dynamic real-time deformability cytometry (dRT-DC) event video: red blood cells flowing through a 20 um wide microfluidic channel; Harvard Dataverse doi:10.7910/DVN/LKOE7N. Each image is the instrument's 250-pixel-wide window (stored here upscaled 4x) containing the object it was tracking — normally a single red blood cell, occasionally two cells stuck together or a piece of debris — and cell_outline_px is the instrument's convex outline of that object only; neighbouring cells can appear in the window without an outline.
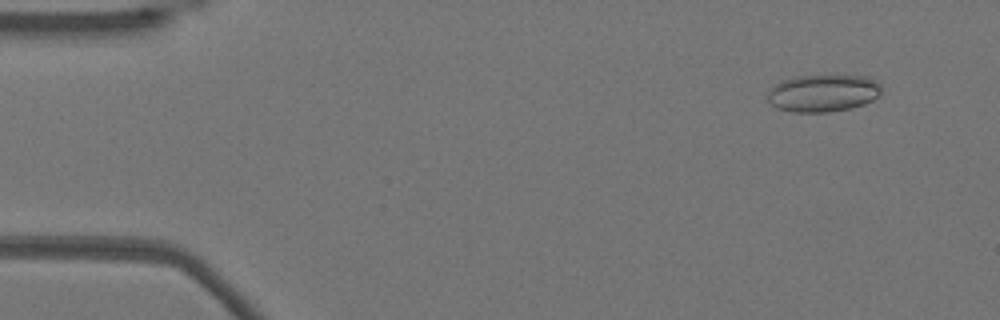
{"species": "Egyptian fruit bat (a non-hibernating species)", "species_latin": "Rousettus aegyptiacus", "temperature_condition": "warm", "stored_images_in_passage": 51, "camera_frame_rate_fps": 3000, "um_per_image_px": 0.085, "animal": {"sex": "female"}, "frame": {"image": 1, "passage_image": 3, "time_ms": 0.667, "image_size_px": [1000, 320], "cell_outline_px": [[880, 96], [864, 104], [852, 108], [828, 112], [792, 112], [776, 108], [768, 100], [768, 92], [776, 84], [784, 80], [796, 76], [868, 76], [876, 80], [880, 84]], "centroid_in_image_um": [69.99, 7.92], "position_along_channel_um": 15.0, "area_um2": 24.68}}
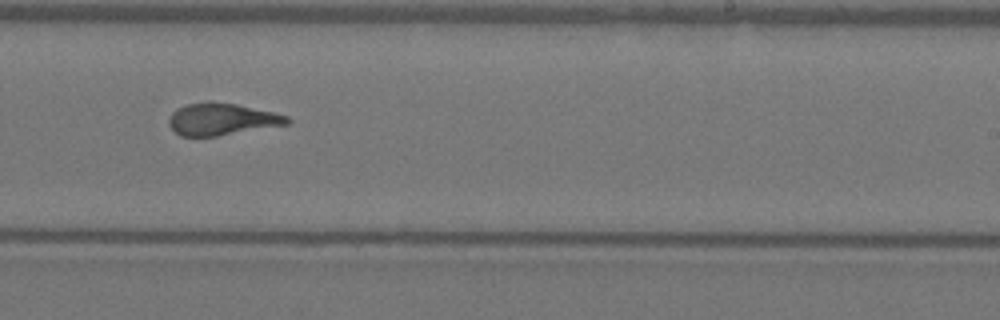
{"frame": {"image": 2, "passage_image": 31, "time_ms": 10.0, "image_size_px": [1000, 320], "cell_outline_px": [[292, 120], [288, 124], [216, 136], [180, 136], [168, 124], [168, 120], [172, 112], [176, 108], [188, 104], [208, 100], [236, 104], [272, 112], [288, 116]], "centroid_in_image_um": [18.82, 10.12], "position_along_channel_um": 270.2, "area_um2": 22.02}}
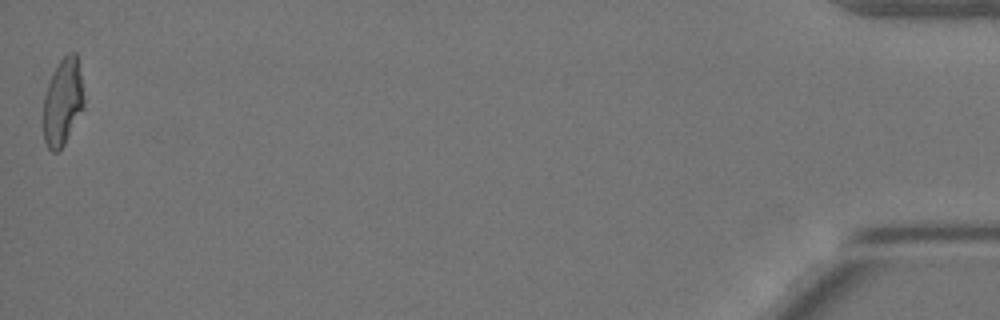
{"frame": {"image": 3, "passage_image": 51, "time_ms": 16.667, "image_size_px": [1000, 320], "cell_outline_px": [[84, 108], [64, 144], [56, 152], [52, 152], [48, 148], [44, 140], [44, 96], [48, 80], [52, 72], [60, 60], [68, 52], [76, 52], [84, 100]], "centroid_in_image_um": [5.32, 8.65], "position_along_channel_um": 429.9, "area_um2": 20.46}, "authors_computed_cell_mechanics": {"area_um2": 22.3686, "velocity_mm_per_s": 3.8571, "shape_relaxation_time_tau1_ms": 10.8964, "shape_relaxation_time_tau2_ms": 1.0841, "deformation_change_tau1": 0.3061, "deformation_change_tau2": 0.1018}}